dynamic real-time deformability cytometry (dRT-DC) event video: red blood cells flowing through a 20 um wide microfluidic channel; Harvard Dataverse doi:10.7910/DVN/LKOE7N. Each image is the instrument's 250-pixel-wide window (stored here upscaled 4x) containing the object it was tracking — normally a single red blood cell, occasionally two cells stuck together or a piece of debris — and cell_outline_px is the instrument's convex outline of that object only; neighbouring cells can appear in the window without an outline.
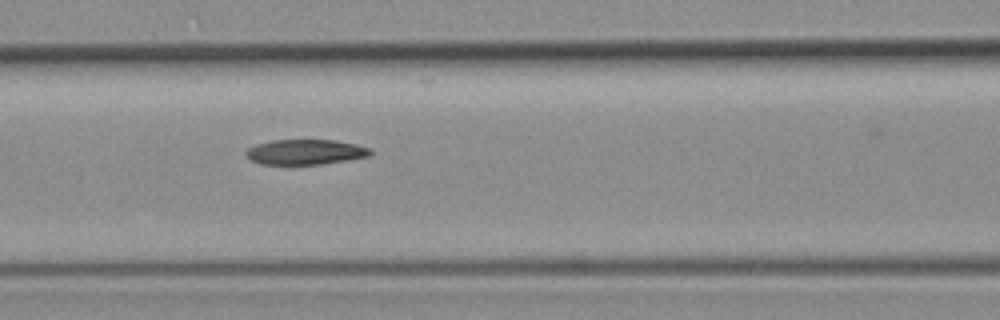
{"species": "common noctule bat (a hibernating species)", "species_latin": "Nyctalus noctula", "temperature_condition": "room temperature", "stored_images_in_passage": 5, "camera_frame_rate_fps": 3000, "um_per_image_px": 0.085, "animal": {"sex": "female", "body_mass_g": 19.3, "forearm_length_mm": 54.1}, "frame": {"image": 1, "passage_image": 5, "time_ms": 4.667, "image_size_px": [1000, 320], "cell_outline_px": [[372, 152], [368, 156], [348, 160], [320, 164], [260, 164], [252, 160], [244, 152], [248, 148], [256, 144], [272, 140], [336, 140], [356, 144], [372, 148]], "centroid_in_image_um": [25.98, 12.91], "position_along_channel_um": 140.6, "area_um2": 18.21}}